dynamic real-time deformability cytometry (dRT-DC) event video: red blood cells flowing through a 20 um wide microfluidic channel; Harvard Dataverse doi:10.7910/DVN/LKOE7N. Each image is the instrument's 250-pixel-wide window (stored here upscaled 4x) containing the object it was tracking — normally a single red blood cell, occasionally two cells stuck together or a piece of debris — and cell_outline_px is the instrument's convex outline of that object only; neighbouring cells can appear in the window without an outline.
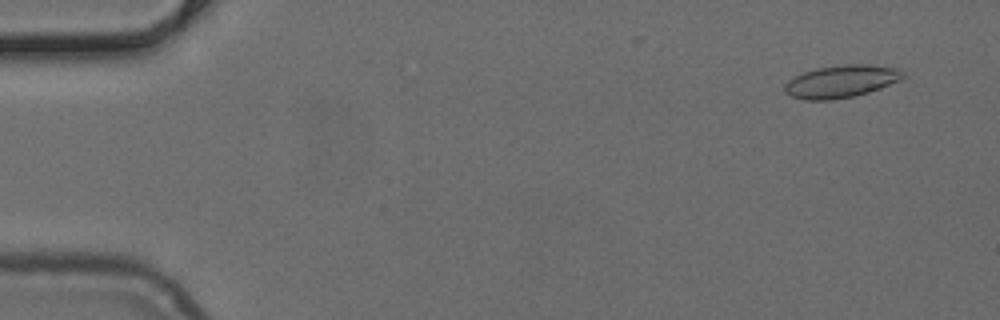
{"species": "common noctule bat (a hibernating species)", "species_latin": "Nyctalus noctula", "temperature_condition": "cold", "stored_images_in_passage": 8, "camera_frame_rate_fps": 3000, "um_per_image_px": 0.085, "animal": {"sex": "female", "body_mass_g": 24.6, "forearm_length_mm": 56.2}, "frame": {"image": 1, "passage_image": 1, "time_ms": 0.0, "image_size_px": [1000, 320], "cell_outline_px": [[904, 76], [900, 80], [880, 88], [856, 96], [832, 100], [804, 100], [792, 96], [784, 92], [784, 84], [788, 80], [804, 72], [816, 68], [844, 64], [864, 64], [900, 68], [904, 72]], "centroid_in_image_um": [71.5, 6.92], "position_along_channel_um": 13.5, "area_um2": 22.48}}